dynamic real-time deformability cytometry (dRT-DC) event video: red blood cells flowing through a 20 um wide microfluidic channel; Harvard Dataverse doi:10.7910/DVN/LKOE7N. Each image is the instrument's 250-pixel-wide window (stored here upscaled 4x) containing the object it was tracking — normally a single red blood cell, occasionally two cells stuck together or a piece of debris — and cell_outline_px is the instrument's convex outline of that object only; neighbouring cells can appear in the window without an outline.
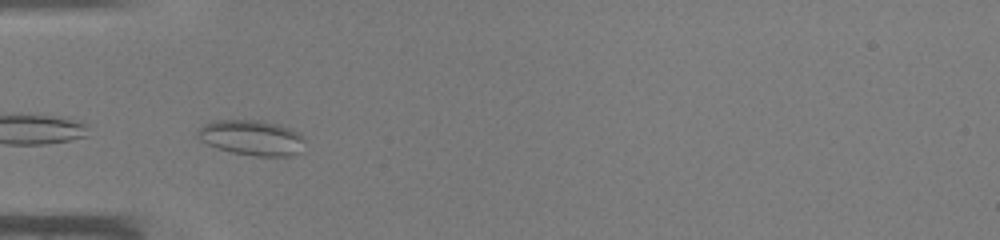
{"species": "common noctule bat (a hibernating species)", "species_latin": "Nyctalus noctula", "temperature_condition": "warm", "stored_images_in_passage": 9, "camera_frame_rate_fps": 3000, "um_per_image_px": 0.085, "animal": {"sex": "male", "body_mass_g": 19.0, "forearm_length_mm": 50.8}, "frame": {"image": 1, "passage_image": 6, "time_ms": 1.667, "image_size_px": [1000, 240], "cell_outline_px": [[304, 140], [300, 152], [288, 156], [256, 156], [232, 152], [216, 148], [200, 140], [196, 136], [196, 132], [204, 124], [212, 120], [264, 120], [280, 124], [296, 132]], "centroid_in_image_um": [21.35, 11.69], "position_along_channel_um": 63.7, "area_um2": 22.02}}